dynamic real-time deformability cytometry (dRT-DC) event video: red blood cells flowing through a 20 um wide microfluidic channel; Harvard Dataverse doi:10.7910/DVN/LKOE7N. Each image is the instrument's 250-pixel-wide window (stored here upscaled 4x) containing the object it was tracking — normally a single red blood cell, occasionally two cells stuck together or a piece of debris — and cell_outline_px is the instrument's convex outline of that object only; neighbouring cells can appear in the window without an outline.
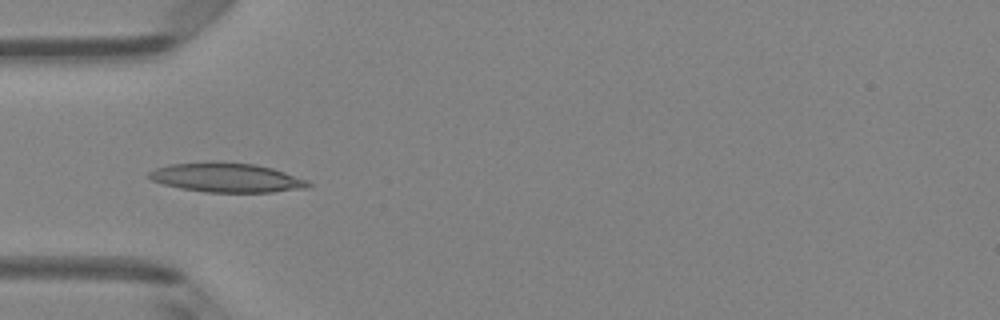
{"species": "Egyptian fruit bat (a non-hibernating species)", "species_latin": "Rousettus aegyptiacus", "temperature_condition": "room temperature", "stored_images_in_passage": 6, "camera_frame_rate_fps": 3000, "um_per_image_px": 0.085, "animal": {"sex": "female"}, "frame": {"image": 1, "passage_image": 5, "time_ms": 4.667, "image_size_px": [1000, 320], "cell_outline_px": [[312, 184], [308, 188], [272, 192], [208, 192], [180, 188], [164, 184], [152, 180], [148, 176], [148, 172], [156, 168], [168, 164], [212, 160], [256, 164], [272, 168], [308, 180]], "centroid_in_image_um": [19.26, 15.07], "position_along_channel_um": 65.7, "area_um2": 27.51}}
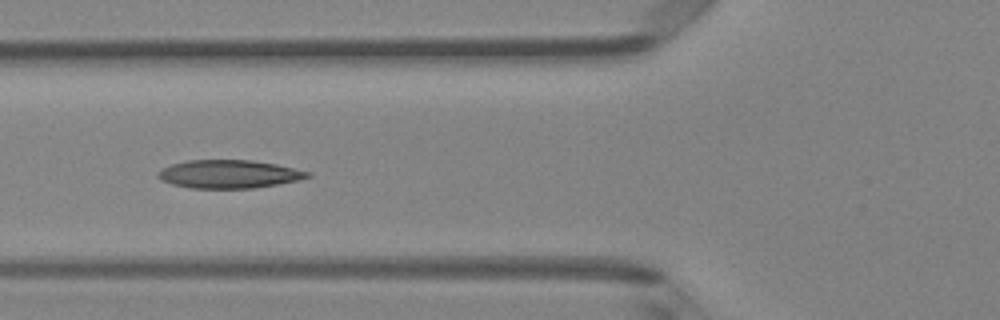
{"frame": {"image": 2, "passage_image": 6, "time_ms": 5.667, "image_size_px": [1000, 320], "cell_outline_px": [[312, 176], [300, 180], [252, 188], [188, 188], [172, 184], [160, 180], [156, 176], [156, 172], [172, 164], [188, 160], [252, 160], [276, 164], [312, 172]], "centroid_in_image_um": [19.46, 14.8], "position_along_channel_um": 106.3, "area_um2": 24.68}}